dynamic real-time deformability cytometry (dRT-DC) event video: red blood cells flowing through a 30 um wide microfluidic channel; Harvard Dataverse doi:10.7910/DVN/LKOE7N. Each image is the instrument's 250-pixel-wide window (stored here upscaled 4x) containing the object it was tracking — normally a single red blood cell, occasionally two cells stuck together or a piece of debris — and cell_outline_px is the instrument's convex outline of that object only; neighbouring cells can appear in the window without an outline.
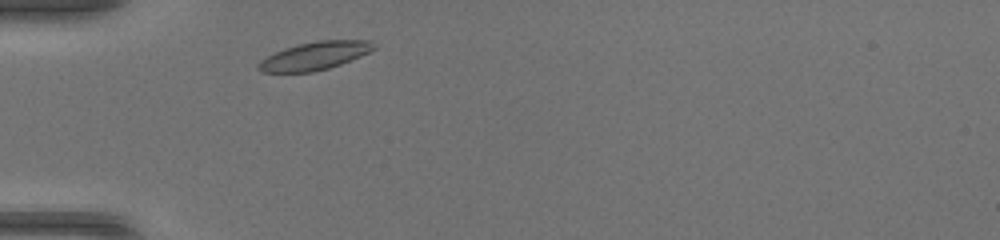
{"species": "common noctule bat (a hibernating species)", "species_latin": "Nyctalus noctula", "temperature_condition": "warm", "stored_images_in_passage": 30, "camera_frame_rate_fps": 3000, "um_per_image_px": 0.085, "animal": {"sex": "female", "body_mass_g": 17.0, "forearm_length_mm": 48.0}, "frame": {"image": 1, "passage_image": 2, "time_ms": 0.333, "image_size_px": [1000, 240], "cell_outline_px": [[376, 48], [360, 56], [340, 64], [328, 68], [312, 72], [260, 72], [256, 68], [260, 60], [284, 48], [316, 40], [372, 40]], "centroid_in_image_um": [26.74, 4.74], "position_along_channel_um": 58.3, "area_um2": 18.73}}
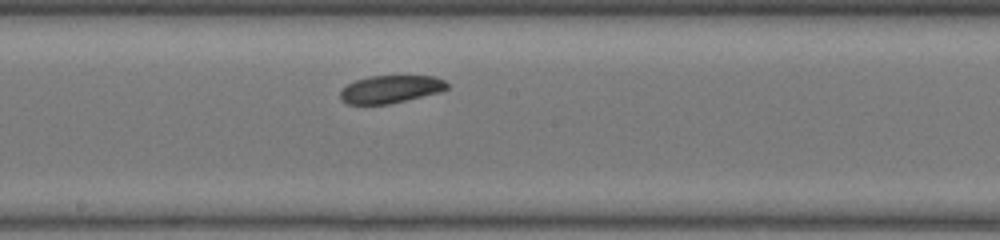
{"frame": {"image": 2, "passage_image": 14, "time_ms": 4.333, "image_size_px": [1000, 240], "cell_outline_px": [[448, 88], [440, 92], [388, 104], [348, 104], [340, 100], [340, 92], [348, 84], [356, 80], [372, 76], [432, 76], [444, 80], [448, 84]], "centroid_in_image_um": [33.2, 7.58], "position_along_channel_um": 215.0, "area_um2": 17.05}}
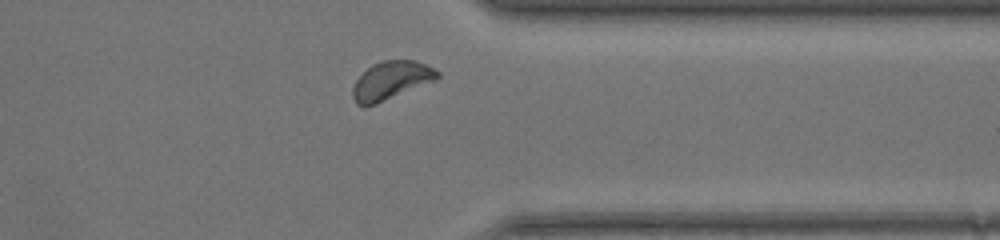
{"frame": {"image": 3, "passage_image": 26, "time_ms": 8.333, "image_size_px": [1000, 240], "cell_outline_px": [[440, 76], [436, 80], [376, 104], [364, 108], [356, 104], [352, 96], [352, 88], [356, 80], [372, 64], [380, 60], [416, 60], [440, 72]], "centroid_in_image_um": [33.22, 6.85], "position_along_channel_um": 378.2, "area_um2": 18.96}, "authors_computed_cell_mechanics": {"area_um2": 17.9758, "velocity_mm_per_s": 4.1425, "shape_relaxation_time_tau1_ms": 2.2547, "shape_relaxation_time_tau2_ms": 3.1871, "deformation_change_tau1": 0.0462, "deformation_change_tau2": 0.0743}}